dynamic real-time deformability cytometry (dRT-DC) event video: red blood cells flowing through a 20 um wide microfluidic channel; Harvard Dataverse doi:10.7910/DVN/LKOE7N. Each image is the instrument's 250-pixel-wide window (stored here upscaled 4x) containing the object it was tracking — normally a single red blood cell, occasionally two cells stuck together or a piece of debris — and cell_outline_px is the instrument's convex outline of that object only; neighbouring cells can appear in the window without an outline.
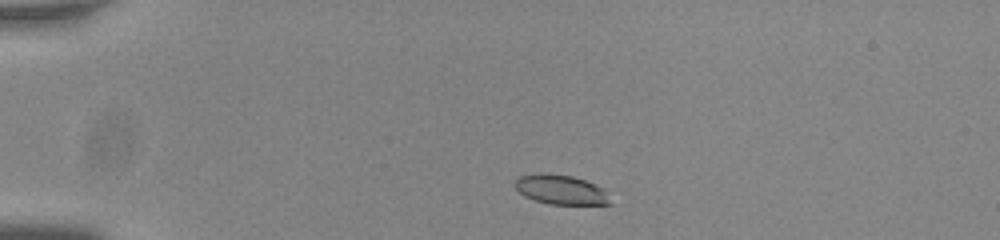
{"species": "common noctule bat (a hibernating species)", "species_latin": "Nyctalus noctula", "temperature_condition": "room temperature", "stored_images_in_passage": 46, "camera_frame_rate_fps": 3000, "um_per_image_px": 0.085, "animal": {"sex": "male", "body_mass_g": 20.0, "forearm_length_mm": 53.3}, "frame": {"image": 1, "passage_image": 3, "time_ms": 0.667, "image_size_px": [1000, 240], "cell_outline_px": [[612, 204], [548, 204], [524, 196], [512, 184], [520, 176], [540, 172], [544, 172], [572, 176], [596, 184], [604, 188]], "centroid_in_image_um": [47.66, 16.11], "position_along_channel_um": 37.3, "area_um2": 16.47}}
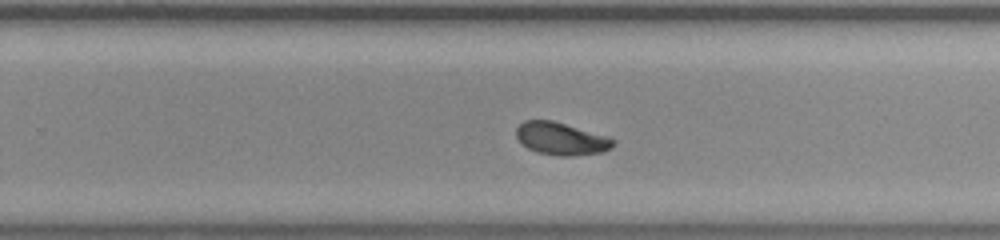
{"frame": {"image": 2, "passage_image": 27, "time_ms": 8.667, "image_size_px": [1000, 240], "cell_outline_px": [[616, 144], [612, 148], [604, 152], [572, 156], [560, 156], [536, 152], [528, 148], [516, 136], [516, 128], [524, 120], [552, 120], [608, 136], [616, 140]], "centroid_in_image_um": [47.74, 11.79], "position_along_channel_um": 282.1, "area_um2": 18.5}}
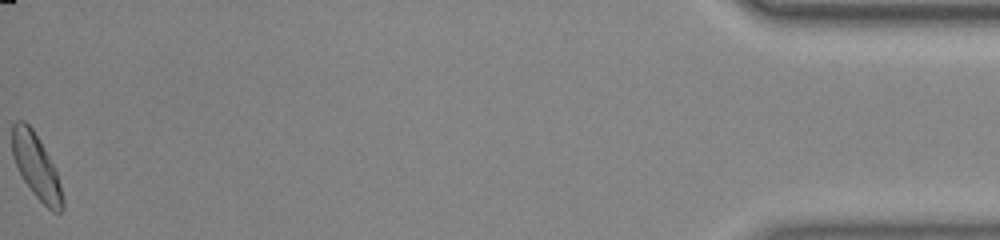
{"frame": {"image": 3, "passage_image": 46, "time_ms": 15.0, "image_size_px": [1000, 240], "cell_outline_px": [[64, 208], [60, 212], [52, 212], [32, 192], [24, 180], [12, 156], [12, 124], [16, 120], [24, 120], [32, 128], [44, 148], [56, 172], [60, 184], [64, 200]], "centroid_in_image_um": [3.07, 14.14], "position_along_channel_um": 432.1, "area_um2": 18.67}, "authors_computed_cell_mechanics": {"area_um2": 18.4671, "velocity_mm_per_s": 3.767, "shape_relaxation_time_tau1_ms": 3.2452, "shape_relaxation_time_tau2_ms": 1.7426, "deformation_change_tau1": 0.1192, "deformation_change_tau2": 0.0608}}